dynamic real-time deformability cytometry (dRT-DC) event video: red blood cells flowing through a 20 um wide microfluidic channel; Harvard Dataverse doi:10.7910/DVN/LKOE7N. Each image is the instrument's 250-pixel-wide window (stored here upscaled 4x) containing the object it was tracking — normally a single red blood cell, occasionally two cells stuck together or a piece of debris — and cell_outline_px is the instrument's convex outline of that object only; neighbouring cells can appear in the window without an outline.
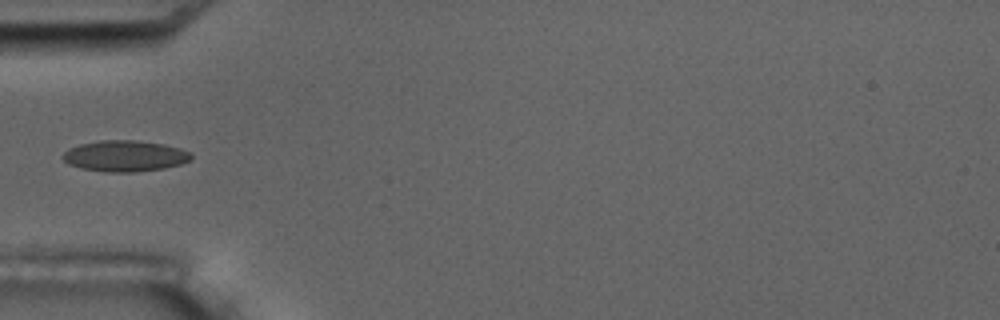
{"species": "common noctule bat (a hibernating species)", "species_latin": "Nyctalus noctula", "temperature_condition": "room temperature", "stored_images_in_passage": 10, "camera_frame_rate_fps": 3000, "um_per_image_px": 0.085, "animal": {"sex": "male", "body_mass_g": 17.5, "forearm_length_mm": 52.3}, "frame": {"image": 1, "passage_image": 5, "time_ms": 5.667, "image_size_px": [1000, 320], "cell_outline_px": [[192, 160], [180, 164], [164, 168], [136, 172], [104, 172], [80, 168], [68, 164], [60, 156], [68, 148], [80, 144], [100, 140], [136, 140], [164, 144], [180, 148], [192, 152]], "centroid_in_image_um": [10.61, 13.26], "position_along_channel_um": 74.4, "area_um2": 23.52}}
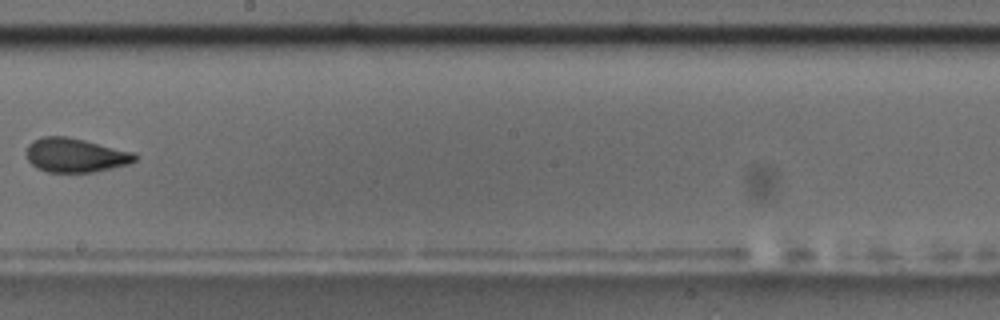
{"frame": {"image": 2, "passage_image": 9, "time_ms": 10.333, "image_size_px": [1000, 320], "cell_outline_px": [[136, 160], [128, 164], [92, 172], [48, 172], [36, 168], [28, 160], [24, 152], [28, 144], [32, 140], [44, 136], [68, 136], [136, 152]], "centroid_in_image_um": [6.37, 13.18], "position_along_channel_um": 241.8, "area_um2": 21.79}}